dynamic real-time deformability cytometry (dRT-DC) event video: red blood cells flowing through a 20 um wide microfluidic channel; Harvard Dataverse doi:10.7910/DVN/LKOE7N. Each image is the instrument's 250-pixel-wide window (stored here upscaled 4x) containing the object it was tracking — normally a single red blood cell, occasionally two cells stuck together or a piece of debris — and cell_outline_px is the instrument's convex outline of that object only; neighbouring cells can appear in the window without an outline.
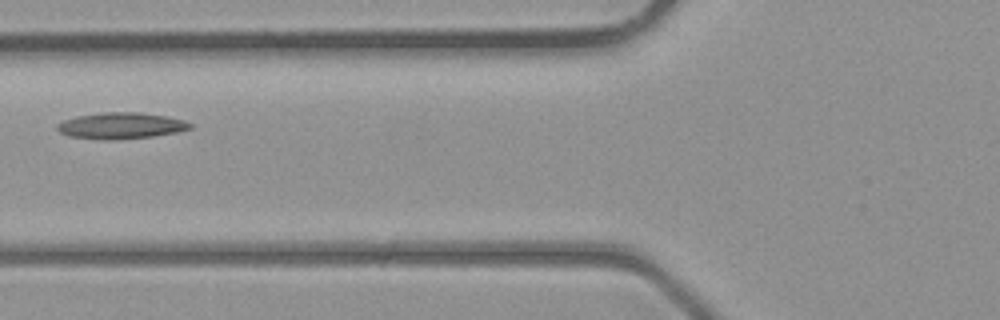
{"species": "common noctule bat (a hibernating species)", "species_latin": "Nyctalus noctula", "temperature_condition": "room temperature", "stored_images_in_passage": 5, "camera_frame_rate_fps": 3000, "um_per_image_px": 0.085, "animal": {"sex": "male", "body_mass_g": 23.1, "forearm_length_mm": 52.7}, "frame": {"image": 1, "passage_image": 5, "time_ms": 4.667, "image_size_px": [1000, 320], "cell_outline_px": [[192, 128], [176, 132], [152, 136], [112, 140], [100, 140], [68, 136], [60, 132], [56, 128], [56, 124], [64, 120], [76, 116], [104, 112], [140, 112], [164, 116], [184, 120], [192, 124]], "centroid_in_image_um": [10.24, 10.68], "position_along_channel_um": 115.6, "area_um2": 20.35}}